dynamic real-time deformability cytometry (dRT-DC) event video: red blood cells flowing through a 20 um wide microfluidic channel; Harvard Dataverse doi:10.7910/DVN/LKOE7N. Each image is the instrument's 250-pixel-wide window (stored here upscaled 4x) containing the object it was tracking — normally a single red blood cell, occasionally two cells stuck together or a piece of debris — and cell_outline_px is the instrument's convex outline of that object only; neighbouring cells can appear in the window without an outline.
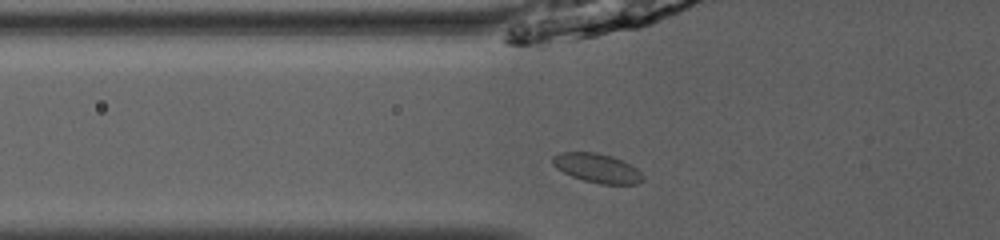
{"species": "common noctule bat (a hibernating species)", "species_latin": "Nyctalus noctula", "temperature_condition": "room temperature", "stored_images_in_passage": 34, "camera_frame_rate_fps": 3000, "um_per_image_px": 0.085, "animal": {"sex": "male", "body_mass_g": 13.0, "forearm_length_mm": 53.1}, "frame": {"image": 1, "passage_image": 2, "time_ms": 0.333, "image_size_px": [1000, 240], "cell_outline_px": [[644, 180], [640, 184], [600, 184], [584, 180], [572, 176], [556, 168], [552, 164], [552, 156], [560, 152], [596, 152], [612, 156], [636, 168], [640, 172]], "centroid_in_image_um": [50.74, 14.29], "position_along_channel_um": 75.1, "area_um2": 15.26}}
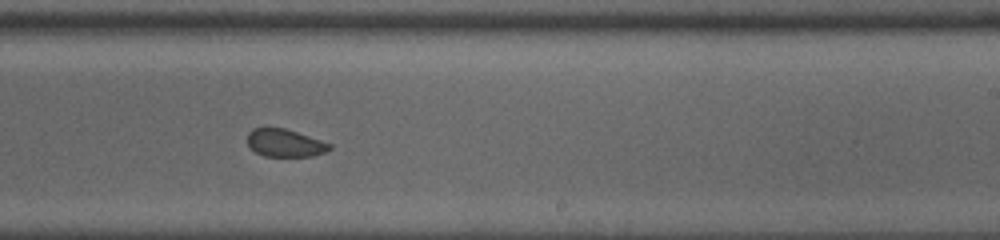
{"frame": {"image": 2, "passage_image": 16, "time_ms": 5.0, "image_size_px": [1000, 240], "cell_outline_px": [[332, 148], [324, 152], [312, 156], [264, 156], [256, 152], [248, 144], [248, 132], [252, 128], [284, 128], [332, 144]], "centroid_in_image_um": [24.22, 12.15], "position_along_channel_um": 264.8, "area_um2": 13.06}}
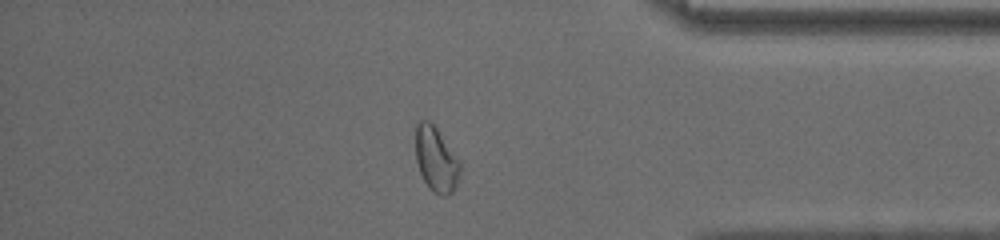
{"frame": {"image": 3, "passage_image": 27, "time_ms": 8.667, "image_size_px": [1000, 240], "cell_outline_px": [[460, 172], [456, 184], [452, 192], [448, 196], [444, 196], [432, 192], [428, 188], [420, 172], [416, 160], [416, 124], [420, 120], [428, 120], [436, 128], [460, 160]], "centroid_in_image_um": [37.06, 13.57], "position_along_channel_um": 398.1, "area_um2": 16.76}, "authors_computed_cell_mechanics": {"area_um2": 14.8546, "velocity_mm_per_s": 4.0535, "shape_relaxation_time_tau1_ms": null, "shape_relaxation_time_tau2_ms": 1.5384, "deformation_change_tau1": null, "deformation_change_tau2": 0.0375}}